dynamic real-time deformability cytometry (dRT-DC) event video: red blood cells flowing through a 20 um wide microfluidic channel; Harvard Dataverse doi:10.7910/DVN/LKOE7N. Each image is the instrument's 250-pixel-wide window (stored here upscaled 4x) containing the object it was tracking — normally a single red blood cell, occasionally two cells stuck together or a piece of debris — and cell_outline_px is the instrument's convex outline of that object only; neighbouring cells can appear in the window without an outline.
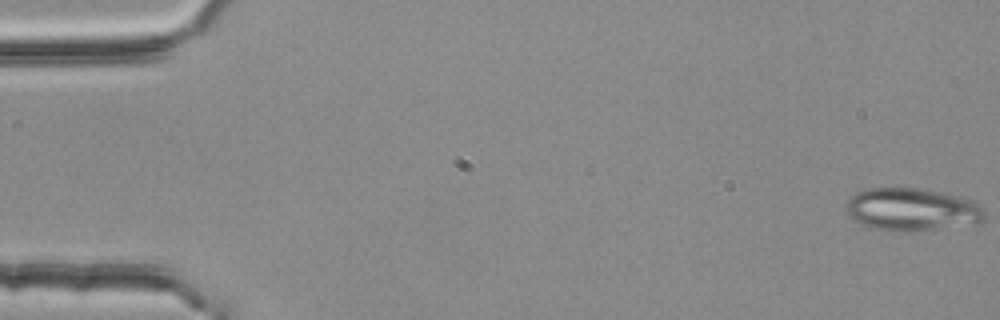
{"species": "common noctule bat (a hibernating species)", "species_latin": "Nyctalus noctula", "temperature_condition": "room temperature", "stored_images_in_passage": 15, "camera_frame_rate_fps": 3000, "um_per_image_px": 0.085, "animal": {"sex": "female", "body_mass_g": 25.1}, "frame": {"image": 1, "passage_image": 1, "time_ms": 0.0, "image_size_px": [1000, 320], "cell_outline_px": [[984, 220], [976, 224], [904, 232], [872, 228], [856, 220], [844, 208], [844, 204], [856, 192], [872, 188], [916, 188], [956, 196], [972, 200], [980, 204], [984, 208]], "centroid_in_image_um": [77.53, 17.81], "position_along_channel_um": 7.5, "area_um2": 34.16}}